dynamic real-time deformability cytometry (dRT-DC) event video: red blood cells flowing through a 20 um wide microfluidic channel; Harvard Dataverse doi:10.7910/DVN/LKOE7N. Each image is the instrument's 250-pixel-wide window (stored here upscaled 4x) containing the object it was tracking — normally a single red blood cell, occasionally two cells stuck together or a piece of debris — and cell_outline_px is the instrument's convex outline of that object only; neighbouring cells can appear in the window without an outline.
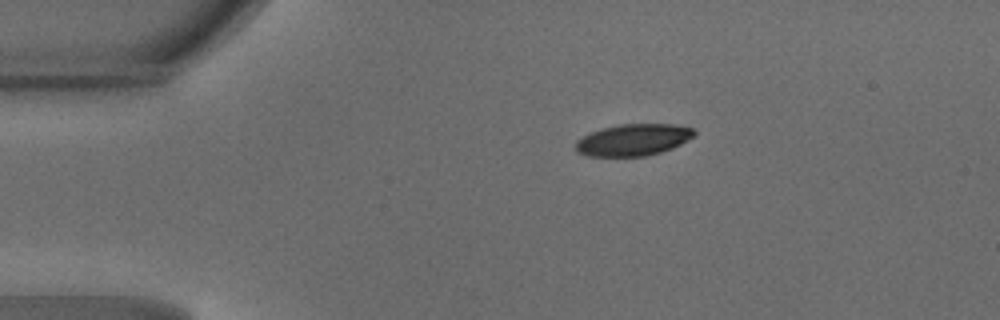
{"species": "common noctule bat (a hibernating species)", "species_latin": "Nyctalus noctula", "temperature_condition": "warm", "stored_images_in_passage": 40, "camera_frame_rate_fps": 3000, "um_per_image_px": 0.085, "animal": {"sex": "male", "body_mass_g": 18.8}, "frame": {"image": 1, "passage_image": 1, "time_ms": 0.0, "image_size_px": [1000, 320], "cell_outline_px": [[696, 132], [688, 140], [672, 148], [660, 152], [644, 156], [588, 156], [576, 152], [576, 140], [588, 132], [620, 124], [676, 124], [692, 128]], "centroid_in_image_um": [53.8, 11.88], "position_along_channel_um": 31.2, "area_um2": 21.91}}
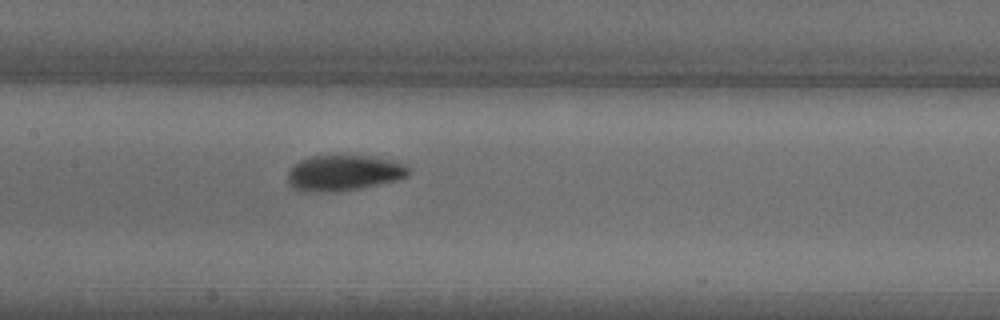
{"frame": {"image": 2, "passage_image": 15, "time_ms": 4.667, "image_size_px": [1000, 320], "cell_outline_px": [[408, 176], [396, 180], [360, 188], [336, 192], [300, 192], [292, 188], [288, 184], [288, 172], [300, 160], [312, 156], [368, 156], [392, 160], [408, 164]], "centroid_in_image_um": [29.2, 14.71], "position_along_channel_um": 178.2, "area_um2": 25.2}}
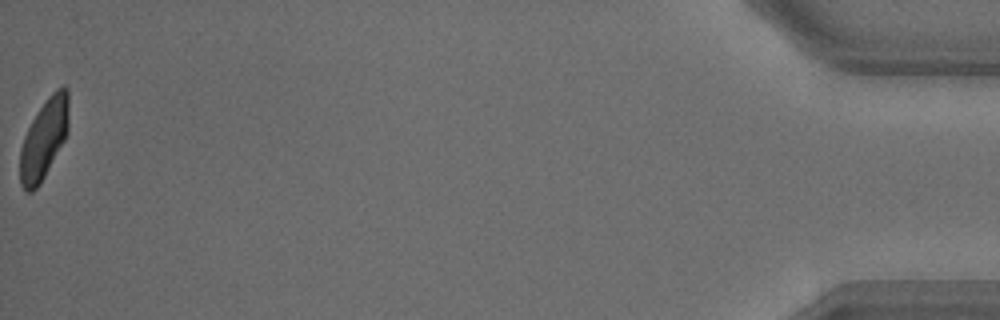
{"frame": {"image": 3, "passage_image": 40, "time_ms": 13.0, "image_size_px": [1000, 320], "cell_outline_px": [[68, 132], [64, 140], [40, 184], [32, 192], [24, 192], [20, 184], [20, 148], [24, 136], [32, 120], [48, 96], [56, 88], [64, 84], [68, 88]], "centroid_in_image_um": [3.73, 11.8], "position_along_channel_um": 431.5, "area_um2": 22.66}, "authors_computed_cell_mechanics": {"area_um2": 23.7269, "velocity_mm_per_s": 4.2036, "shape_relaxation_time_tau1_ms": 1.8866, "shape_relaxation_time_tau2_ms": 1.1622, "deformation_change_tau1": 0.1367, "deformation_change_tau2": 0.056}}